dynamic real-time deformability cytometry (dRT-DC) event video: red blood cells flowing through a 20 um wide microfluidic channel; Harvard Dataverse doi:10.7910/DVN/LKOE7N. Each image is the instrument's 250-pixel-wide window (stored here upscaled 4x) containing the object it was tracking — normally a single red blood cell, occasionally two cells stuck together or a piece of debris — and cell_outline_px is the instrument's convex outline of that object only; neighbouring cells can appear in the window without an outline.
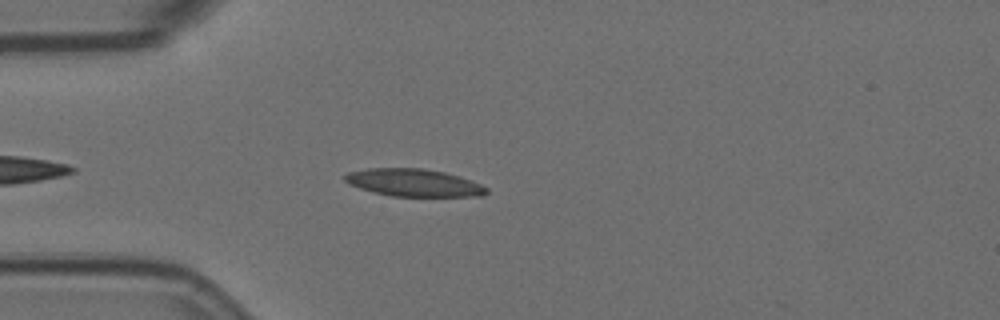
{"species": "Egyptian fruit bat (a non-hibernating species)", "species_latin": "Rousettus aegyptiacus", "temperature_condition": "room temperature", "stored_images_in_passage": 8, "camera_frame_rate_fps": 3000, "um_per_image_px": 0.085, "animal": {"sex": "female"}, "frame": {"image": 1, "passage_image": 5, "time_ms": 1.333, "image_size_px": [1000, 320], "cell_outline_px": [[488, 192], [484, 196], [392, 196], [372, 192], [348, 184], [344, 180], [344, 176], [348, 172], [368, 168], [424, 168], [444, 172], [460, 176], [480, 184], [488, 188]], "centroid_in_image_um": [35.16, 15.53], "position_along_channel_um": 49.8, "area_um2": 22.77}}